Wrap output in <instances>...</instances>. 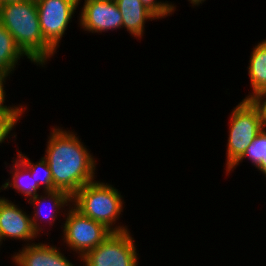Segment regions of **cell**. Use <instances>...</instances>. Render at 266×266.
I'll return each mask as SVG.
<instances>
[{
  "mask_svg": "<svg viewBox=\"0 0 266 266\" xmlns=\"http://www.w3.org/2000/svg\"><path fill=\"white\" fill-rule=\"evenodd\" d=\"M18 252L11 255L12 263L16 266H75L61 252L60 247L43 242H33L23 245ZM73 263V264H72ZM81 266V265H80Z\"/></svg>",
  "mask_w": 266,
  "mask_h": 266,
  "instance_id": "11",
  "label": "cell"
},
{
  "mask_svg": "<svg viewBox=\"0 0 266 266\" xmlns=\"http://www.w3.org/2000/svg\"><path fill=\"white\" fill-rule=\"evenodd\" d=\"M32 227L30 214L22 210L18 204L4 196L0 197V248L5 239L19 240L24 245L32 244L37 239Z\"/></svg>",
  "mask_w": 266,
  "mask_h": 266,
  "instance_id": "9",
  "label": "cell"
},
{
  "mask_svg": "<svg viewBox=\"0 0 266 266\" xmlns=\"http://www.w3.org/2000/svg\"><path fill=\"white\" fill-rule=\"evenodd\" d=\"M226 145L227 171L245 152L257 134L263 129L259 111L250 100L242 99L229 116Z\"/></svg>",
  "mask_w": 266,
  "mask_h": 266,
  "instance_id": "4",
  "label": "cell"
},
{
  "mask_svg": "<svg viewBox=\"0 0 266 266\" xmlns=\"http://www.w3.org/2000/svg\"><path fill=\"white\" fill-rule=\"evenodd\" d=\"M0 23L34 65L45 67L58 52L43 38L36 0L1 4Z\"/></svg>",
  "mask_w": 266,
  "mask_h": 266,
  "instance_id": "2",
  "label": "cell"
},
{
  "mask_svg": "<svg viewBox=\"0 0 266 266\" xmlns=\"http://www.w3.org/2000/svg\"><path fill=\"white\" fill-rule=\"evenodd\" d=\"M42 193H38L36 196L30 198L27 202L31 204L34 208V211L31 212L30 218L32 222V227L38 237L42 236V232L44 233L45 228L40 225V223L48 222L49 226H53L55 224L56 218L59 216L65 217L68 206L72 205V197L62 190H53V191H41ZM49 203H48V202ZM47 205L49 208L46 213L43 211L42 205ZM46 205V206H47ZM67 207V208H65ZM64 210V212H63ZM63 213V214H62ZM64 215V216H63ZM47 220V221H46ZM42 231V232H41ZM41 234V235H40Z\"/></svg>",
  "mask_w": 266,
  "mask_h": 266,
  "instance_id": "10",
  "label": "cell"
},
{
  "mask_svg": "<svg viewBox=\"0 0 266 266\" xmlns=\"http://www.w3.org/2000/svg\"><path fill=\"white\" fill-rule=\"evenodd\" d=\"M206 0H188L190 4H192L193 8L194 6H199L200 4L204 3Z\"/></svg>",
  "mask_w": 266,
  "mask_h": 266,
  "instance_id": "22",
  "label": "cell"
},
{
  "mask_svg": "<svg viewBox=\"0 0 266 266\" xmlns=\"http://www.w3.org/2000/svg\"><path fill=\"white\" fill-rule=\"evenodd\" d=\"M11 165H9L12 175L2 183L0 192L8 190L9 188L14 189L17 193L22 194L28 201L30 198L40 193V187L35 183L34 177H31L30 171L16 158L13 157ZM12 178V179H10Z\"/></svg>",
  "mask_w": 266,
  "mask_h": 266,
  "instance_id": "13",
  "label": "cell"
},
{
  "mask_svg": "<svg viewBox=\"0 0 266 266\" xmlns=\"http://www.w3.org/2000/svg\"><path fill=\"white\" fill-rule=\"evenodd\" d=\"M19 1H24V0H1V4H6L10 2H19Z\"/></svg>",
  "mask_w": 266,
  "mask_h": 266,
  "instance_id": "24",
  "label": "cell"
},
{
  "mask_svg": "<svg viewBox=\"0 0 266 266\" xmlns=\"http://www.w3.org/2000/svg\"><path fill=\"white\" fill-rule=\"evenodd\" d=\"M249 100L259 111L262 126L266 128V90L256 93Z\"/></svg>",
  "mask_w": 266,
  "mask_h": 266,
  "instance_id": "21",
  "label": "cell"
},
{
  "mask_svg": "<svg viewBox=\"0 0 266 266\" xmlns=\"http://www.w3.org/2000/svg\"><path fill=\"white\" fill-rule=\"evenodd\" d=\"M44 158L52 172L53 186L71 197L85 184L96 179V158L75 131L52 126Z\"/></svg>",
  "mask_w": 266,
  "mask_h": 266,
  "instance_id": "1",
  "label": "cell"
},
{
  "mask_svg": "<svg viewBox=\"0 0 266 266\" xmlns=\"http://www.w3.org/2000/svg\"><path fill=\"white\" fill-rule=\"evenodd\" d=\"M129 230L112 232L82 258L83 266H138L135 238Z\"/></svg>",
  "mask_w": 266,
  "mask_h": 266,
  "instance_id": "6",
  "label": "cell"
},
{
  "mask_svg": "<svg viewBox=\"0 0 266 266\" xmlns=\"http://www.w3.org/2000/svg\"><path fill=\"white\" fill-rule=\"evenodd\" d=\"M266 158V128H263L252 143L247 147L243 155L226 171L227 176L234 171L237 166L248 159L255 169H259L264 163ZM229 173V174H228Z\"/></svg>",
  "mask_w": 266,
  "mask_h": 266,
  "instance_id": "17",
  "label": "cell"
},
{
  "mask_svg": "<svg viewBox=\"0 0 266 266\" xmlns=\"http://www.w3.org/2000/svg\"><path fill=\"white\" fill-rule=\"evenodd\" d=\"M141 2L149 10H151L159 19L166 18L176 11V5L171 1H162V0H141Z\"/></svg>",
  "mask_w": 266,
  "mask_h": 266,
  "instance_id": "19",
  "label": "cell"
},
{
  "mask_svg": "<svg viewBox=\"0 0 266 266\" xmlns=\"http://www.w3.org/2000/svg\"><path fill=\"white\" fill-rule=\"evenodd\" d=\"M8 78L0 77V113H25L27 110L26 104L20 105H6V91L5 89V82ZM15 105V106H14ZM23 105V106H22Z\"/></svg>",
  "mask_w": 266,
  "mask_h": 266,
  "instance_id": "20",
  "label": "cell"
},
{
  "mask_svg": "<svg viewBox=\"0 0 266 266\" xmlns=\"http://www.w3.org/2000/svg\"><path fill=\"white\" fill-rule=\"evenodd\" d=\"M79 11L80 29L101 34L122 28V15L115 0H84Z\"/></svg>",
  "mask_w": 266,
  "mask_h": 266,
  "instance_id": "8",
  "label": "cell"
},
{
  "mask_svg": "<svg viewBox=\"0 0 266 266\" xmlns=\"http://www.w3.org/2000/svg\"><path fill=\"white\" fill-rule=\"evenodd\" d=\"M118 190L110 183L93 180L72 196V205L83 215L104 224L112 232L127 231L128 226L118 222L125 208L124 197Z\"/></svg>",
  "mask_w": 266,
  "mask_h": 266,
  "instance_id": "3",
  "label": "cell"
},
{
  "mask_svg": "<svg viewBox=\"0 0 266 266\" xmlns=\"http://www.w3.org/2000/svg\"><path fill=\"white\" fill-rule=\"evenodd\" d=\"M258 171L261 172L266 178V158H265V163L258 169Z\"/></svg>",
  "mask_w": 266,
  "mask_h": 266,
  "instance_id": "23",
  "label": "cell"
},
{
  "mask_svg": "<svg viewBox=\"0 0 266 266\" xmlns=\"http://www.w3.org/2000/svg\"><path fill=\"white\" fill-rule=\"evenodd\" d=\"M62 225V240L66 250L75 252L76 260L101 244L112 231L104 224L83 215L73 205L69 206ZM68 247V249H67Z\"/></svg>",
  "mask_w": 266,
  "mask_h": 266,
  "instance_id": "5",
  "label": "cell"
},
{
  "mask_svg": "<svg viewBox=\"0 0 266 266\" xmlns=\"http://www.w3.org/2000/svg\"><path fill=\"white\" fill-rule=\"evenodd\" d=\"M249 59L247 69L252 91L244 100H249L256 93L266 90V39L253 46Z\"/></svg>",
  "mask_w": 266,
  "mask_h": 266,
  "instance_id": "14",
  "label": "cell"
},
{
  "mask_svg": "<svg viewBox=\"0 0 266 266\" xmlns=\"http://www.w3.org/2000/svg\"><path fill=\"white\" fill-rule=\"evenodd\" d=\"M82 0H36L43 38L57 51ZM64 35V36H63Z\"/></svg>",
  "mask_w": 266,
  "mask_h": 266,
  "instance_id": "7",
  "label": "cell"
},
{
  "mask_svg": "<svg viewBox=\"0 0 266 266\" xmlns=\"http://www.w3.org/2000/svg\"><path fill=\"white\" fill-rule=\"evenodd\" d=\"M17 152L16 158L30 171L31 177H34L35 183L41 189L43 188V191L56 190L53 186L52 172L44 157H41L39 161L34 163L25 153L23 154L19 150Z\"/></svg>",
  "mask_w": 266,
  "mask_h": 266,
  "instance_id": "16",
  "label": "cell"
},
{
  "mask_svg": "<svg viewBox=\"0 0 266 266\" xmlns=\"http://www.w3.org/2000/svg\"><path fill=\"white\" fill-rule=\"evenodd\" d=\"M25 113H0V146L2 143H5V140L8 138L14 141L17 139L14 131L16 124L20 122ZM19 121V122H18ZM14 133V134H13Z\"/></svg>",
  "mask_w": 266,
  "mask_h": 266,
  "instance_id": "18",
  "label": "cell"
},
{
  "mask_svg": "<svg viewBox=\"0 0 266 266\" xmlns=\"http://www.w3.org/2000/svg\"><path fill=\"white\" fill-rule=\"evenodd\" d=\"M122 15V28L138 40L143 38L145 23L159 18L141 0H115Z\"/></svg>",
  "mask_w": 266,
  "mask_h": 266,
  "instance_id": "12",
  "label": "cell"
},
{
  "mask_svg": "<svg viewBox=\"0 0 266 266\" xmlns=\"http://www.w3.org/2000/svg\"><path fill=\"white\" fill-rule=\"evenodd\" d=\"M23 57L27 56L17 46L12 34L0 23V77L10 79Z\"/></svg>",
  "mask_w": 266,
  "mask_h": 266,
  "instance_id": "15",
  "label": "cell"
}]
</instances>
